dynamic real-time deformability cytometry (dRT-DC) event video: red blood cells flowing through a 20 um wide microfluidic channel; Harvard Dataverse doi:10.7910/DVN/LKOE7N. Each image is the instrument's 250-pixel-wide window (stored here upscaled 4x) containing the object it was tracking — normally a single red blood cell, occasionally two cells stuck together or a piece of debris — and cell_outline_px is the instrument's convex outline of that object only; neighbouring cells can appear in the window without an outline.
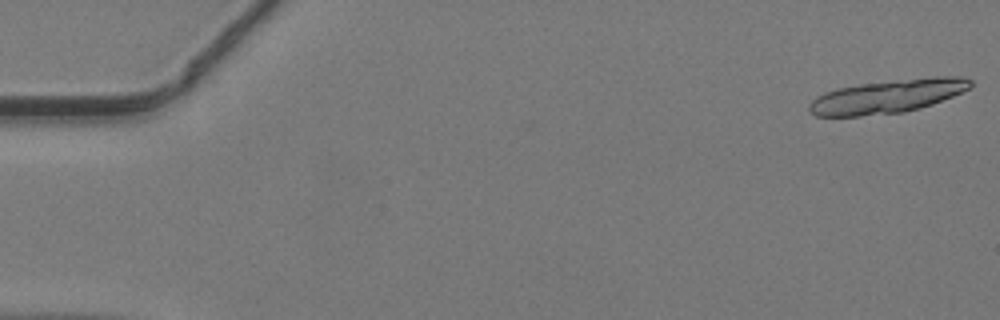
{"species": "common noctule bat (a hibernating species)", "species_latin": "Nyctalus noctula", "temperature_condition": "warm", "stored_images_in_passage": 8, "camera_frame_rate_fps": 3000, "um_per_image_px": 0.085, "animal": {"sex": "male", "body_mass_g": 19.2, "forearm_length_mm": 51.8}, "frame": {"image": 1, "passage_image": 1, "time_ms": 0.0, "image_size_px": [1000, 320], "cell_outline_px": [[972, 84], [968, 88], [952, 96], [932, 104], [920, 108], [904, 112], [860, 116], [816, 116], [808, 108], [808, 104], [816, 96], [824, 92], [836, 88], [860, 84], [936, 76], [964, 76], [972, 80]], "centroid_in_image_um": [75.42, 8.19], "position_along_channel_um": 9.6, "area_um2": 31.33}}